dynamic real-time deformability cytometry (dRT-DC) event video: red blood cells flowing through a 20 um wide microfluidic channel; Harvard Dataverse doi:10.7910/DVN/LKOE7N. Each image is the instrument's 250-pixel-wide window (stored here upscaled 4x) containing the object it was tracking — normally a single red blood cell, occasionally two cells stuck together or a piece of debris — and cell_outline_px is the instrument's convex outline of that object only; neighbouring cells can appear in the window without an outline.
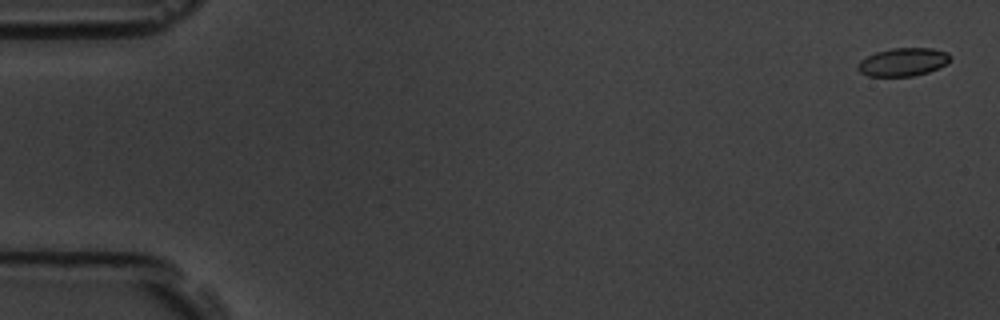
{"species": "common noctule bat (a hibernating species)", "species_latin": "Nyctalus noctula", "temperature_condition": "room temperature", "stored_images_in_passage": 5, "camera_frame_rate_fps": 3000, "um_per_image_px": 0.085, "animal": {"sex": "male", "body_mass_g": 19.5, "forearm_length_mm": 54.6}, "frame": {"image": 1, "passage_image": 1, "time_ms": 0.0, "image_size_px": [1000, 320], "cell_outline_px": [[952, 56], [948, 64], [928, 72], [912, 76], [868, 76], [860, 72], [856, 68], [856, 64], [860, 60], [876, 52], [892, 48], [932, 48], [948, 52]], "centroid_in_image_um": [76.77, 5.27], "position_along_channel_um": 8.2, "area_um2": 15.32}}
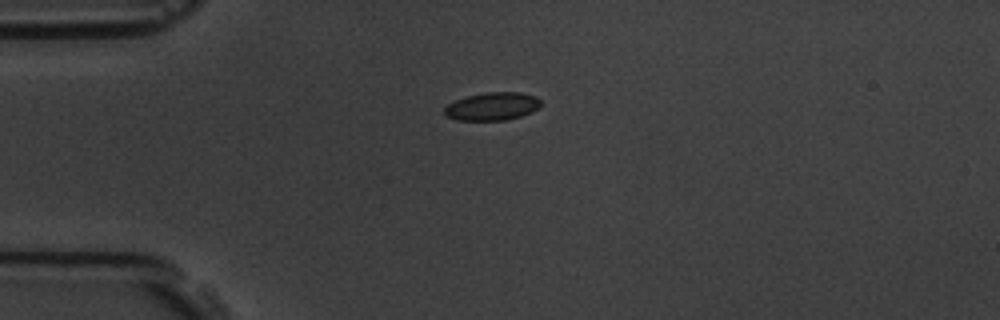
{"frame": {"image": 2, "passage_image": 5, "time_ms": 1.333, "image_size_px": [1000, 320], "cell_outline_px": [[540, 104], [532, 112], [520, 116], [504, 120], [456, 120], [444, 116], [444, 108], [448, 104], [456, 100], [468, 96], [484, 92], [520, 92], [536, 96], [540, 100]], "centroid_in_image_um": [41.81, 9.04], "position_along_channel_um": 43.2, "area_um2": 15.66}}